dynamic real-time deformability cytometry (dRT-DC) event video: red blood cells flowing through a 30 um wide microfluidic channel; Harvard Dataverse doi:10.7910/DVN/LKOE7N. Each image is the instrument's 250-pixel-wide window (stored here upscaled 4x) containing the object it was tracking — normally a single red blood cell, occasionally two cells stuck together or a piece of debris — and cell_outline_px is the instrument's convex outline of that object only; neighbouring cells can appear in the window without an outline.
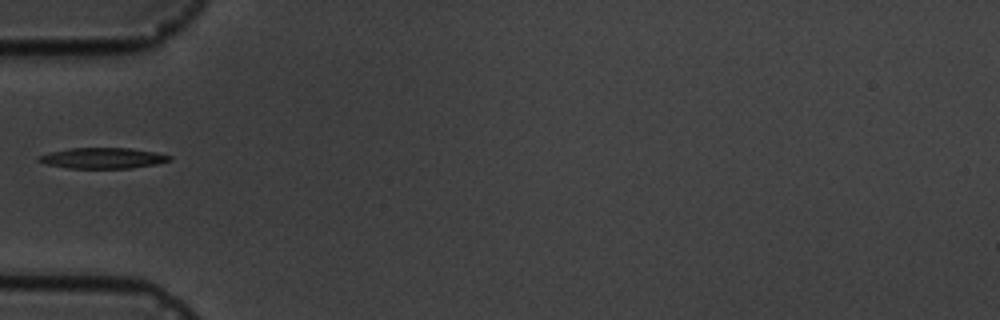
{"species": "common noctule bat (a hibernating species)", "species_latin": "Nyctalus noctula", "temperature_condition": "cold", "stored_images_in_passage": 1, "camera_frame_rate_fps": 3000, "um_per_image_px": 0.085, "animal": {"sex": "male", "body_mass_g": 19.5, "forearm_length_mm": 54.6}, "frame": {"image": 1, "passage_image": 1, "time_ms": 0.0, "image_size_px": [1000, 320], "cell_outline_px": [[172, 160], [156, 164], [132, 168], [68, 168], [48, 164], [36, 160], [36, 156], [48, 152], [68, 148], [132, 148], [156, 152], [172, 156]], "centroid_in_image_um": [8.73, 13.43], "position_along_channel_um": 76.3, "area_um2": 15.95}}